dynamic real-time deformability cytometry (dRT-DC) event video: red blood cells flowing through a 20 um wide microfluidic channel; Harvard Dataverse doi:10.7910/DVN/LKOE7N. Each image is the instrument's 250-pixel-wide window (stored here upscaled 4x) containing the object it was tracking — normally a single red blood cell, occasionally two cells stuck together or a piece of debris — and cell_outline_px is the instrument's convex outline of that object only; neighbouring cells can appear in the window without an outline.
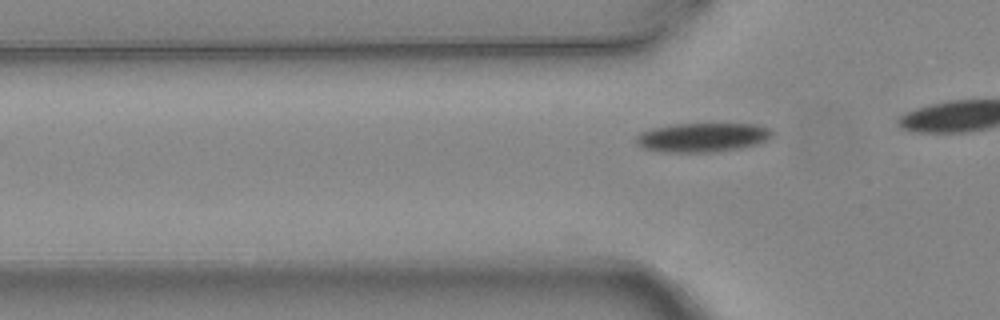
{"species": "common noctule bat (a hibernating species)", "species_latin": "Nyctalus noctula", "temperature_condition": "warm", "stored_images_in_passage": 5, "segment_of_instrument_passage": [2, 2], "camera_frame_rate_fps": 3000, "um_per_image_px": 0.085, "animal": {"sex": "female", "body_mass_g": 24.6, "forearm_length_mm": 56.2}, "frame": {"image": 1, "passage_image": 5, "time_ms": 1.333, "image_size_px": [1000, 320], "cell_outline_px": [[776, 132], [772, 136], [756, 144], [740, 148], [712, 152], [660, 152], [640, 148], [636, 144], [636, 136], [640, 132], [652, 128], [672, 124], [760, 124]], "centroid_in_image_um": [59.67, 11.68], "position_along_channel_um": 66.1, "area_um2": 23.29}}